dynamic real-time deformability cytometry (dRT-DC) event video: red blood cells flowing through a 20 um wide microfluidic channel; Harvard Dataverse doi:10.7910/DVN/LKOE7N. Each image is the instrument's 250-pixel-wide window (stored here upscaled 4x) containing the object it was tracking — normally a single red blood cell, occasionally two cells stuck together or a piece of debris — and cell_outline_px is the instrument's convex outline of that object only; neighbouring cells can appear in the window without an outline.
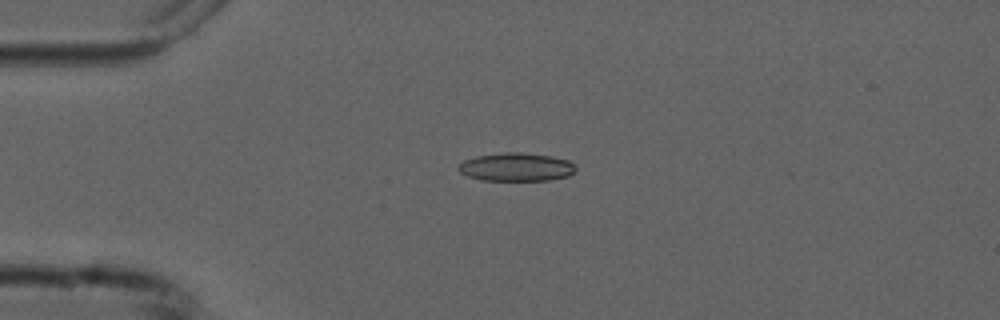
{"species": "common noctule bat (a hibernating species)", "species_latin": "Nyctalus noctula", "temperature_condition": "cold", "stored_images_in_passage": 4, "camera_frame_rate_fps": 3000, "um_per_image_px": 0.085, "animal": {"sex": "male", "forearm_length_mm": 52.5}, "frame": {"image": 1, "passage_image": 3, "time_ms": 2.667, "image_size_px": [1000, 320], "cell_outline_px": [[576, 168], [568, 176], [548, 180], [480, 180], [468, 176], [460, 172], [456, 168], [464, 160], [476, 156], [504, 152], [520, 152], [552, 156], [568, 160]], "centroid_in_image_um": [43.85, 14.19], "position_along_channel_um": 41.2, "area_um2": 19.25}}
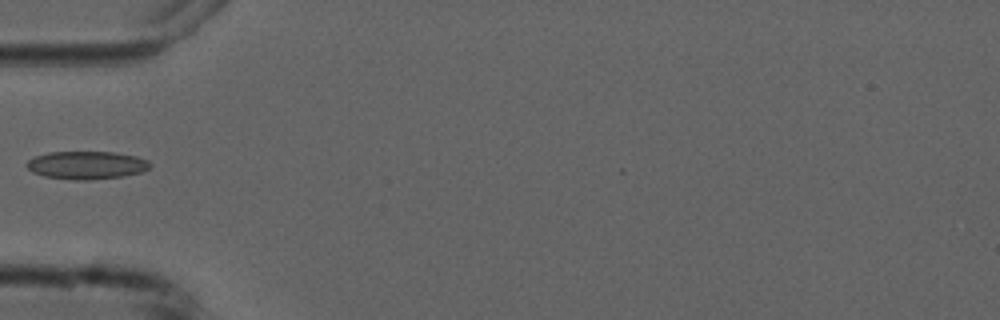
{"frame": {"image": 2, "passage_image": 4, "time_ms": 4.333, "image_size_px": [1000, 320], "cell_outline_px": [[152, 164], [144, 172], [124, 176], [88, 180], [76, 180], [44, 176], [32, 172], [24, 164], [28, 160], [36, 156], [48, 152], [116, 152], [136, 156], [148, 160]], "centroid_in_image_um": [7.38, 14.03], "position_along_channel_um": 77.6, "area_um2": 20.23}}